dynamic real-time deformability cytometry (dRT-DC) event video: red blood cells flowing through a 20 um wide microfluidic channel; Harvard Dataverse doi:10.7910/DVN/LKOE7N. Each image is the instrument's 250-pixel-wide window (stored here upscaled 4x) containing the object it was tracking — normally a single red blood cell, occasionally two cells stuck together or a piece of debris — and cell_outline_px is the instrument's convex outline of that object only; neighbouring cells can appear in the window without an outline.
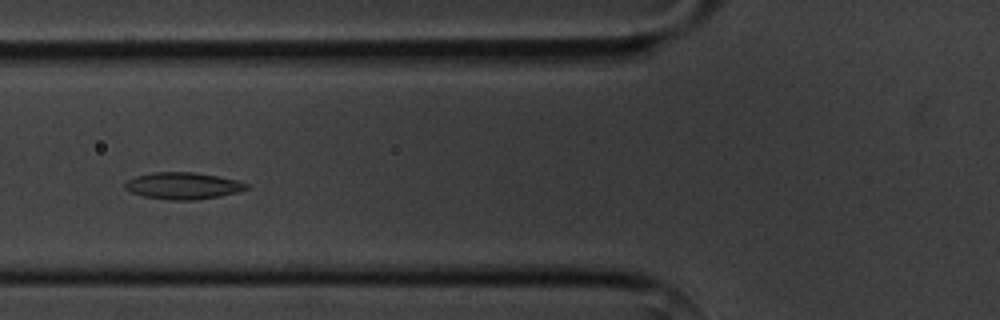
{"species": "common noctule bat (a hibernating species)", "species_latin": "Nyctalus noctula", "temperature_condition": "cold", "stored_images_in_passage": 7, "camera_frame_rate_fps": 3000, "um_per_image_px": 0.085, "animal": {"sex": "male", "body_mass_g": 20.1, "forearm_length_mm": 53.5}, "frame": {"image": 1, "passage_image": 2, "time_ms": 1.333, "image_size_px": [1000, 320], "cell_outline_px": [[248, 188], [236, 192], [220, 196], [196, 200], [168, 200], [144, 196], [132, 192], [124, 188], [124, 184], [128, 180], [136, 176], [152, 172], [192, 172], [216, 176], [236, 180], [248, 184]], "centroid_in_image_um": [15.53, 15.79], "position_along_channel_um": 110.3, "area_um2": 18.79}}
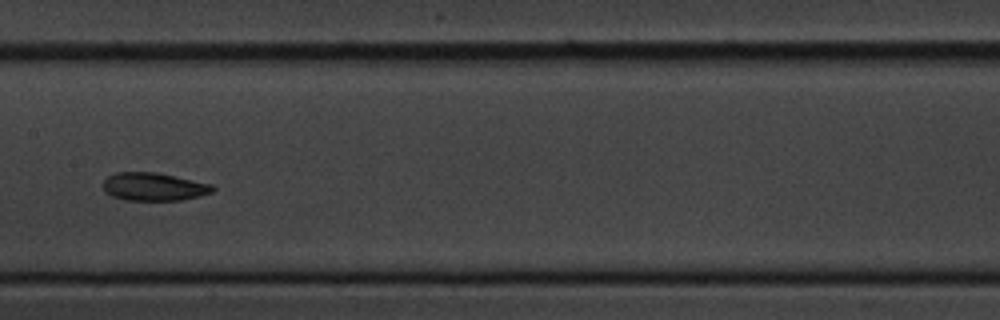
{"frame": {"image": 2, "passage_image": 4, "time_ms": 3.667, "image_size_px": [1000, 320], "cell_outline_px": [[216, 188], [212, 192], [200, 196], [180, 200], [124, 200], [112, 196], [104, 192], [104, 180], [108, 176], [116, 172], [156, 172], [212, 184]], "centroid_in_image_um": [13.07, 15.87], "position_along_channel_um": 194.3, "area_um2": 17.92}}
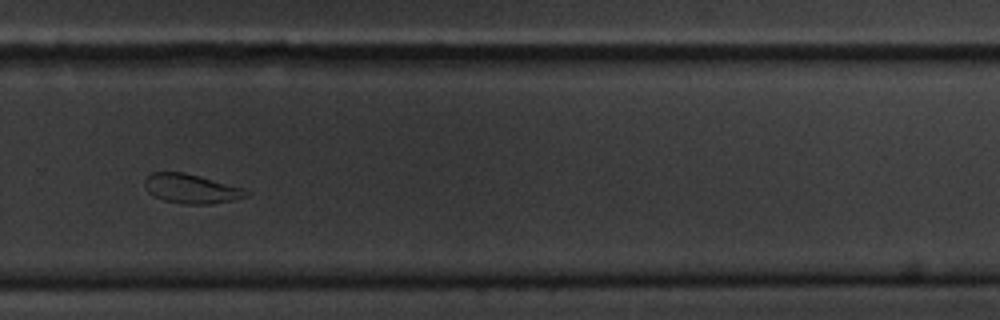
{"frame": {"image": 3, "passage_image": 7, "time_ms": 7.0, "image_size_px": [1000, 320], "cell_outline_px": [[248, 196], [232, 200], [208, 204], [180, 204], [164, 200], [148, 192], [144, 184], [144, 180], [152, 172], [184, 172], [248, 188]], "centroid_in_image_um": [16.29, 16.03], "position_along_channel_um": 313.5, "area_um2": 17.46}}